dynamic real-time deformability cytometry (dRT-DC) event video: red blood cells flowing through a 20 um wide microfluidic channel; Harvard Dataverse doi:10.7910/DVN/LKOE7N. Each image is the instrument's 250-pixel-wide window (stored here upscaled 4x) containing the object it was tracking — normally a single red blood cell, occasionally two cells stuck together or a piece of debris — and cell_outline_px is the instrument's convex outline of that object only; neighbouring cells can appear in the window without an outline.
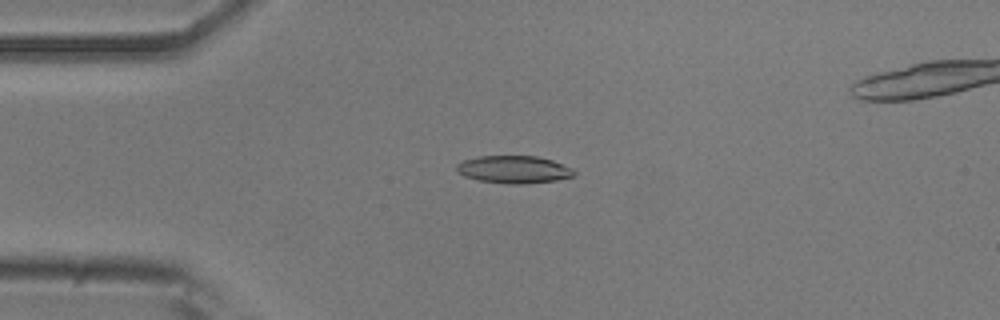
{"species": "common noctule bat (a hibernating species)", "species_latin": "Nyctalus noctula", "temperature_condition": "room temperature", "stored_images_in_passage": 51, "camera_frame_rate_fps": 3000, "um_per_image_px": 0.085, "animal": {"sex": "male", "body_mass_g": 20.5, "forearm_length_mm": 52.5}, "frame": {"image": 1, "passage_image": 12, "time_ms": 3.667, "image_size_px": [1000, 320], "cell_outline_px": [[576, 172], [572, 176], [556, 180], [524, 184], [504, 184], [480, 180], [464, 176], [456, 172], [456, 164], [464, 160], [480, 156], [536, 156], [552, 160], [572, 168]], "centroid_in_image_um": [43.65, 14.41], "position_along_channel_um": 41.3, "area_um2": 18.84}}
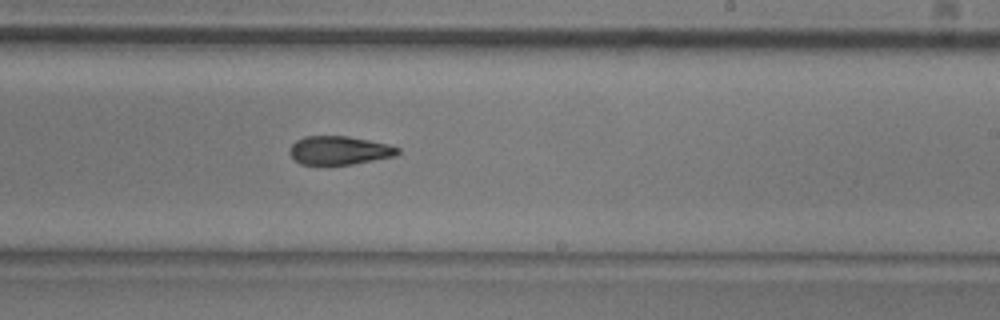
{"frame": {"image": 2, "passage_image": 31, "time_ms": 10.0, "image_size_px": [1000, 320], "cell_outline_px": [[400, 152], [396, 156], [352, 164], [324, 168], [300, 164], [288, 152], [292, 144], [296, 140], [304, 136], [348, 136], [388, 144], [400, 148]], "centroid_in_image_um": [28.8, 12.82], "position_along_channel_um": 260.2, "area_um2": 18.67}}
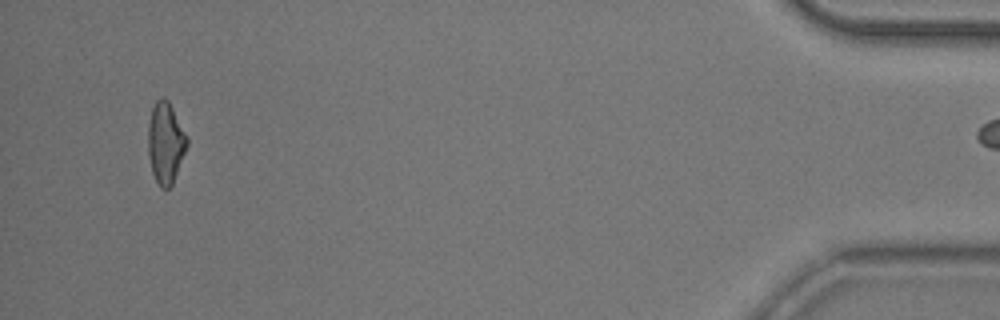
{"frame": {"image": 3, "passage_image": 50, "time_ms": 16.333, "image_size_px": [1000, 320], "cell_outline_px": [[188, 144], [172, 184], [168, 188], [160, 188], [156, 184], [152, 172], [148, 156], [148, 124], [152, 108], [156, 100], [164, 96], [168, 100], [188, 136]], "centroid_in_image_um": [14.06, 12.14], "position_along_channel_um": 421.1, "area_um2": 18.55}}